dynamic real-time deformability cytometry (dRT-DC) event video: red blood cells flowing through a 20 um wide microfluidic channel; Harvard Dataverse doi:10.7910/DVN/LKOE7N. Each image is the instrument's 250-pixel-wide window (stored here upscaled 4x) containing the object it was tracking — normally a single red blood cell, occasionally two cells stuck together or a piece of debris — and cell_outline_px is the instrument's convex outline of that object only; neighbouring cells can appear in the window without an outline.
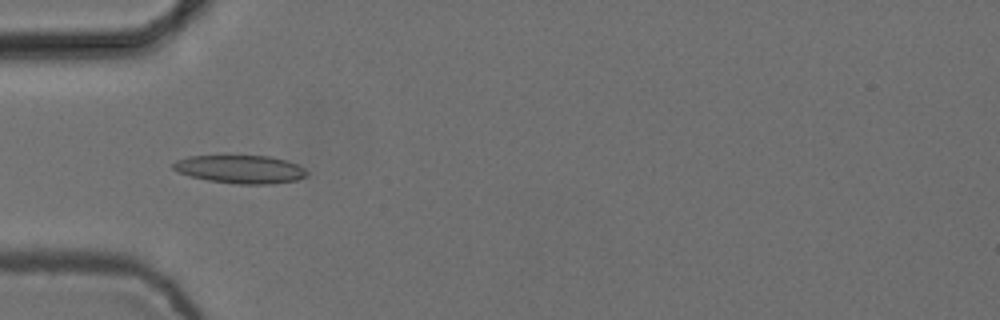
{"species": "common noctule bat (a hibernating species)", "species_latin": "Nyctalus noctula", "temperature_condition": "cold", "stored_images_in_passage": 7, "camera_frame_rate_fps": 3000, "um_per_image_px": 0.085, "animal": {"sex": "female", "body_mass_g": 24.6, "forearm_length_mm": 56.2}, "frame": {"image": 1, "passage_image": 5, "time_ms": 1.333, "image_size_px": [1000, 320], "cell_outline_px": [[308, 176], [296, 180], [272, 184], [236, 184], [208, 180], [176, 172], [172, 168], [172, 164], [176, 160], [188, 156], [224, 152], [272, 156], [288, 160], [304, 168], [308, 172]], "centroid_in_image_um": [20.39, 14.32], "position_along_channel_um": 64.6, "area_um2": 23.29}}
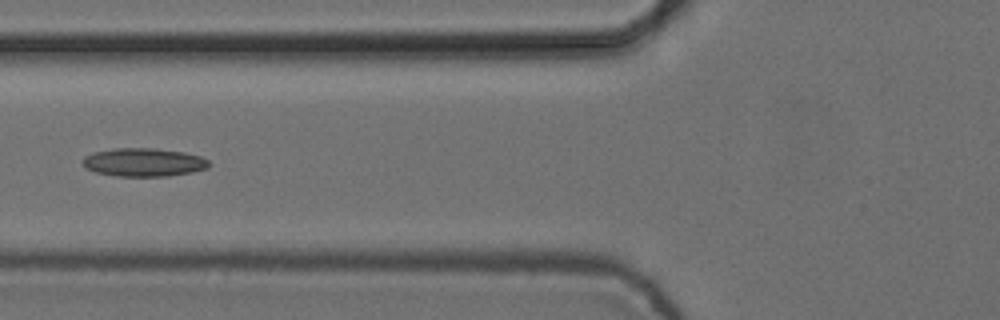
{"frame": {"image": 2, "passage_image": 6, "time_ms": 1.667, "image_size_px": [1000, 320], "cell_outline_px": [[212, 164], [208, 168], [192, 172], [168, 176], [116, 176], [96, 172], [84, 168], [84, 156], [92, 152], [112, 148], [152, 148], [184, 152], [200, 156], [208, 160]], "centroid_in_image_um": [12.22, 13.79], "position_along_channel_um": 113.6, "area_um2": 20.98}}
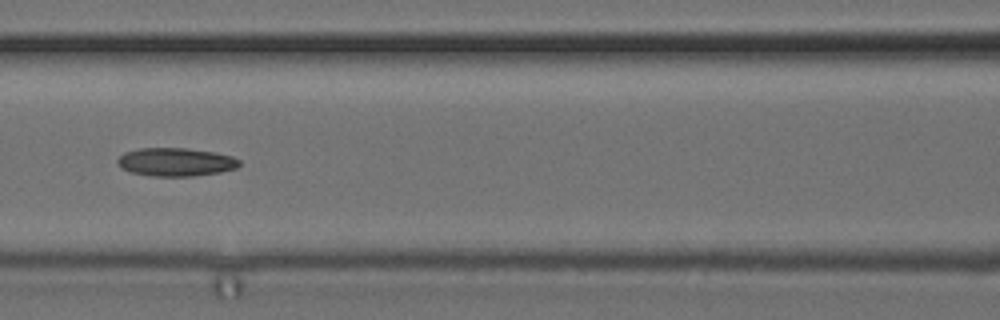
{"frame": {"image": 3, "passage_image": 7, "time_ms": 2.0, "image_size_px": [1000, 320], "cell_outline_px": [[240, 164], [236, 168], [220, 172], [192, 176], [152, 176], [132, 172], [116, 164], [116, 160], [124, 152], [140, 148], [188, 148], [212, 152], [232, 156], [240, 160]], "centroid_in_image_um": [14.93, 13.76], "position_along_channel_um": 151.7, "area_um2": 20.0}}